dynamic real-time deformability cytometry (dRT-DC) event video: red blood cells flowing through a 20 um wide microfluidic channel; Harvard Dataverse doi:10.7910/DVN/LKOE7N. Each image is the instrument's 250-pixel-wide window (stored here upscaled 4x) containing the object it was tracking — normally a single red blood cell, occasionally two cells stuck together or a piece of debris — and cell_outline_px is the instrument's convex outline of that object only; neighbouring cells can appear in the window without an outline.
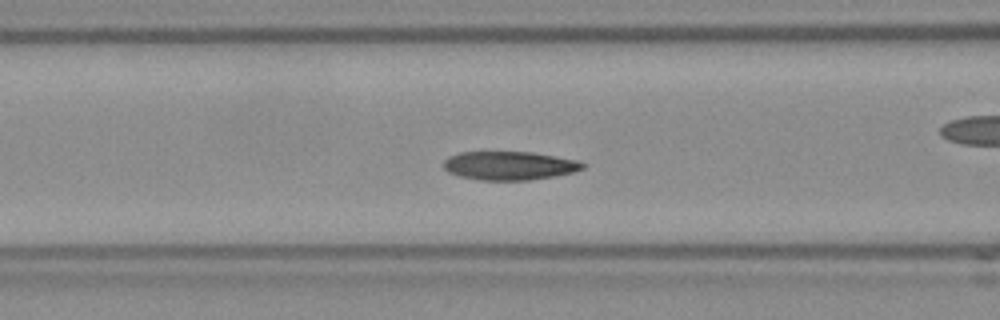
{"species": "Egyptian fruit bat (a non-hibernating species)", "species_latin": "Rousettus aegyptiacus", "temperature_condition": "room temperature", "stored_images_in_passage": 39, "camera_frame_rate_fps": 3000, "um_per_image_px": 0.085, "frame": {"image": 1, "passage_image": 6, "time_ms": 1.667, "image_size_px": [1000, 320], "cell_outline_px": [[588, 164], [584, 168], [576, 172], [528, 180], [480, 180], [460, 176], [448, 172], [444, 168], [444, 160], [448, 156], [460, 152], [532, 152], [576, 160]], "centroid_in_image_um": [43.3, 14.08], "position_along_channel_um": 123.3, "area_um2": 23.18}}
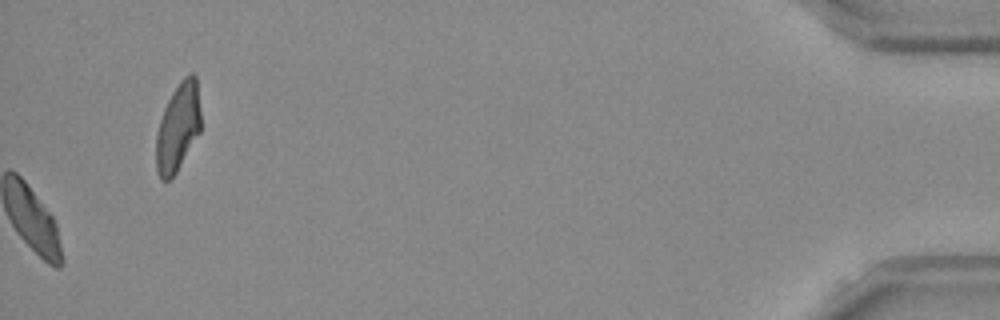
{"frame": {"image": 2, "passage_image": 39, "time_ms": 12.667, "image_size_px": [1000, 320], "cell_outline_px": [[200, 132], [176, 172], [168, 180], [160, 180], [156, 168], [156, 136], [160, 120], [164, 108], [172, 92], [180, 80], [184, 76], [192, 72], [196, 76], [200, 112]], "centroid_in_image_um": [15.12, 10.8], "position_along_channel_um": 420.1, "area_um2": 22.83}, "authors_computed_cell_mechanics": {"area_um2": 23.1778, "velocity_mm_per_s": 3.7937, "shape_relaxation_time_tau1_ms": 6.2733, "shape_relaxation_time_tau2_ms": 2.0477, "deformation_change_tau1": 0.1551, "deformation_change_tau2": 0.0718}}